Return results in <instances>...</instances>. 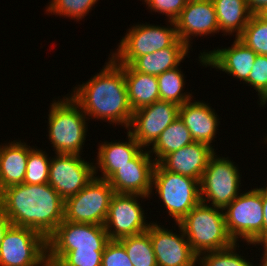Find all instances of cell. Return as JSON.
Listing matches in <instances>:
<instances>
[{"label":"cell","mask_w":267,"mask_h":266,"mask_svg":"<svg viewBox=\"0 0 267 266\" xmlns=\"http://www.w3.org/2000/svg\"><path fill=\"white\" fill-rule=\"evenodd\" d=\"M127 137L128 142L107 141L106 143L105 141L99 145L97 163L94 164V175L98 174L99 168L102 177L98 175L97 178L107 180L115 171L128 164L144 149L128 131Z\"/></svg>","instance_id":"21"},{"label":"cell","mask_w":267,"mask_h":266,"mask_svg":"<svg viewBox=\"0 0 267 266\" xmlns=\"http://www.w3.org/2000/svg\"><path fill=\"white\" fill-rule=\"evenodd\" d=\"M234 163L216 153L211 156L200 180L201 202L224 210L240 194L242 175Z\"/></svg>","instance_id":"8"},{"label":"cell","mask_w":267,"mask_h":266,"mask_svg":"<svg viewBox=\"0 0 267 266\" xmlns=\"http://www.w3.org/2000/svg\"><path fill=\"white\" fill-rule=\"evenodd\" d=\"M237 245L239 243L223 250L202 253L197 256V263L200 266H253L252 262L235 252Z\"/></svg>","instance_id":"31"},{"label":"cell","mask_w":267,"mask_h":266,"mask_svg":"<svg viewBox=\"0 0 267 266\" xmlns=\"http://www.w3.org/2000/svg\"><path fill=\"white\" fill-rule=\"evenodd\" d=\"M94 165L75 154H58L50 161L48 184L64 199L74 196L93 178Z\"/></svg>","instance_id":"13"},{"label":"cell","mask_w":267,"mask_h":266,"mask_svg":"<svg viewBox=\"0 0 267 266\" xmlns=\"http://www.w3.org/2000/svg\"><path fill=\"white\" fill-rule=\"evenodd\" d=\"M151 155L153 156L149 151L142 150L107 179L114 193L140 194L146 197L153 194L152 176L156 163Z\"/></svg>","instance_id":"16"},{"label":"cell","mask_w":267,"mask_h":266,"mask_svg":"<svg viewBox=\"0 0 267 266\" xmlns=\"http://www.w3.org/2000/svg\"><path fill=\"white\" fill-rule=\"evenodd\" d=\"M45 151L34 148L29 152L27 169L24 177L25 184L48 183L51 157Z\"/></svg>","instance_id":"30"},{"label":"cell","mask_w":267,"mask_h":266,"mask_svg":"<svg viewBox=\"0 0 267 266\" xmlns=\"http://www.w3.org/2000/svg\"><path fill=\"white\" fill-rule=\"evenodd\" d=\"M101 266H133L124 246L118 240H110L102 253Z\"/></svg>","instance_id":"35"},{"label":"cell","mask_w":267,"mask_h":266,"mask_svg":"<svg viewBox=\"0 0 267 266\" xmlns=\"http://www.w3.org/2000/svg\"><path fill=\"white\" fill-rule=\"evenodd\" d=\"M147 8L167 15L168 21H175L180 15L182 9L186 6L187 0H146Z\"/></svg>","instance_id":"36"},{"label":"cell","mask_w":267,"mask_h":266,"mask_svg":"<svg viewBox=\"0 0 267 266\" xmlns=\"http://www.w3.org/2000/svg\"><path fill=\"white\" fill-rule=\"evenodd\" d=\"M99 73L86 83L78 84L71 97L80 105L88 120H107L110 124L123 125L128 129L133 110L128 101L124 78V65L112 57ZM90 118H89V117Z\"/></svg>","instance_id":"2"},{"label":"cell","mask_w":267,"mask_h":266,"mask_svg":"<svg viewBox=\"0 0 267 266\" xmlns=\"http://www.w3.org/2000/svg\"><path fill=\"white\" fill-rule=\"evenodd\" d=\"M46 7V12L65 17L72 20L80 21L84 16L88 15L92 7L98 0H50Z\"/></svg>","instance_id":"32"},{"label":"cell","mask_w":267,"mask_h":266,"mask_svg":"<svg viewBox=\"0 0 267 266\" xmlns=\"http://www.w3.org/2000/svg\"><path fill=\"white\" fill-rule=\"evenodd\" d=\"M133 266H158L150 235L147 231L120 238Z\"/></svg>","instance_id":"27"},{"label":"cell","mask_w":267,"mask_h":266,"mask_svg":"<svg viewBox=\"0 0 267 266\" xmlns=\"http://www.w3.org/2000/svg\"><path fill=\"white\" fill-rule=\"evenodd\" d=\"M190 48L179 38L169 47L137 57L130 66L137 72L158 76L176 68L188 56Z\"/></svg>","instance_id":"23"},{"label":"cell","mask_w":267,"mask_h":266,"mask_svg":"<svg viewBox=\"0 0 267 266\" xmlns=\"http://www.w3.org/2000/svg\"><path fill=\"white\" fill-rule=\"evenodd\" d=\"M191 249L198 256L231 247L224 210L200 202L179 223Z\"/></svg>","instance_id":"3"},{"label":"cell","mask_w":267,"mask_h":266,"mask_svg":"<svg viewBox=\"0 0 267 266\" xmlns=\"http://www.w3.org/2000/svg\"><path fill=\"white\" fill-rule=\"evenodd\" d=\"M184 73L178 67L167 70L156 76L159 86L160 100L172 102L179 106L190 101L192 94L184 92Z\"/></svg>","instance_id":"28"},{"label":"cell","mask_w":267,"mask_h":266,"mask_svg":"<svg viewBox=\"0 0 267 266\" xmlns=\"http://www.w3.org/2000/svg\"><path fill=\"white\" fill-rule=\"evenodd\" d=\"M114 190L95 176L82 190L65 200L64 221L104 225Z\"/></svg>","instance_id":"10"},{"label":"cell","mask_w":267,"mask_h":266,"mask_svg":"<svg viewBox=\"0 0 267 266\" xmlns=\"http://www.w3.org/2000/svg\"><path fill=\"white\" fill-rule=\"evenodd\" d=\"M258 244V246L261 244V245H263V248H264V251H263V257H261V264H260V266H267V241H265V242H261V243H257Z\"/></svg>","instance_id":"40"},{"label":"cell","mask_w":267,"mask_h":266,"mask_svg":"<svg viewBox=\"0 0 267 266\" xmlns=\"http://www.w3.org/2000/svg\"><path fill=\"white\" fill-rule=\"evenodd\" d=\"M170 27L138 24L128 29L118 48L111 53L119 65H130L137 57L152 54L171 46L177 39L175 22L168 21Z\"/></svg>","instance_id":"9"},{"label":"cell","mask_w":267,"mask_h":266,"mask_svg":"<svg viewBox=\"0 0 267 266\" xmlns=\"http://www.w3.org/2000/svg\"><path fill=\"white\" fill-rule=\"evenodd\" d=\"M179 117V105L157 100L133 111L127 131L144 148L153 145L160 134Z\"/></svg>","instance_id":"14"},{"label":"cell","mask_w":267,"mask_h":266,"mask_svg":"<svg viewBox=\"0 0 267 266\" xmlns=\"http://www.w3.org/2000/svg\"><path fill=\"white\" fill-rule=\"evenodd\" d=\"M0 266H48L47 239L33 229L12 225L0 246Z\"/></svg>","instance_id":"11"},{"label":"cell","mask_w":267,"mask_h":266,"mask_svg":"<svg viewBox=\"0 0 267 266\" xmlns=\"http://www.w3.org/2000/svg\"><path fill=\"white\" fill-rule=\"evenodd\" d=\"M124 78L128 101L133 111L160 100L158 80L155 75L135 71L124 65Z\"/></svg>","instance_id":"24"},{"label":"cell","mask_w":267,"mask_h":266,"mask_svg":"<svg viewBox=\"0 0 267 266\" xmlns=\"http://www.w3.org/2000/svg\"><path fill=\"white\" fill-rule=\"evenodd\" d=\"M215 6L219 31L223 35L236 33V38L242 33L252 15L246 0H212Z\"/></svg>","instance_id":"25"},{"label":"cell","mask_w":267,"mask_h":266,"mask_svg":"<svg viewBox=\"0 0 267 266\" xmlns=\"http://www.w3.org/2000/svg\"><path fill=\"white\" fill-rule=\"evenodd\" d=\"M199 61L207 67L211 66L220 71L228 73L240 81L247 82L249 74L254 66L257 54L240 40L235 38L231 47L214 49L212 51L200 52Z\"/></svg>","instance_id":"18"},{"label":"cell","mask_w":267,"mask_h":266,"mask_svg":"<svg viewBox=\"0 0 267 266\" xmlns=\"http://www.w3.org/2000/svg\"><path fill=\"white\" fill-rule=\"evenodd\" d=\"M93 250H69L52 266H101L102 253Z\"/></svg>","instance_id":"34"},{"label":"cell","mask_w":267,"mask_h":266,"mask_svg":"<svg viewBox=\"0 0 267 266\" xmlns=\"http://www.w3.org/2000/svg\"><path fill=\"white\" fill-rule=\"evenodd\" d=\"M252 14H264L267 11V0H246Z\"/></svg>","instance_id":"37"},{"label":"cell","mask_w":267,"mask_h":266,"mask_svg":"<svg viewBox=\"0 0 267 266\" xmlns=\"http://www.w3.org/2000/svg\"><path fill=\"white\" fill-rule=\"evenodd\" d=\"M187 101L179 106V118L185 123L195 142H201L212 146L218 123H220L214 108L204 101Z\"/></svg>","instance_id":"20"},{"label":"cell","mask_w":267,"mask_h":266,"mask_svg":"<svg viewBox=\"0 0 267 266\" xmlns=\"http://www.w3.org/2000/svg\"><path fill=\"white\" fill-rule=\"evenodd\" d=\"M65 200L48 183L17 184L0 192V211L12 225L28 227L46 239L64 220Z\"/></svg>","instance_id":"1"},{"label":"cell","mask_w":267,"mask_h":266,"mask_svg":"<svg viewBox=\"0 0 267 266\" xmlns=\"http://www.w3.org/2000/svg\"><path fill=\"white\" fill-rule=\"evenodd\" d=\"M174 22L178 38L189 48L192 44L191 36L214 35L220 32L212 0L187 1Z\"/></svg>","instance_id":"17"},{"label":"cell","mask_w":267,"mask_h":266,"mask_svg":"<svg viewBox=\"0 0 267 266\" xmlns=\"http://www.w3.org/2000/svg\"><path fill=\"white\" fill-rule=\"evenodd\" d=\"M213 146L195 142L166 155L159 164L167 171L197 179L199 182L211 156Z\"/></svg>","instance_id":"19"},{"label":"cell","mask_w":267,"mask_h":266,"mask_svg":"<svg viewBox=\"0 0 267 266\" xmlns=\"http://www.w3.org/2000/svg\"><path fill=\"white\" fill-rule=\"evenodd\" d=\"M153 189L176 224L201 202L197 179L167 171L159 163L153 170Z\"/></svg>","instance_id":"5"},{"label":"cell","mask_w":267,"mask_h":266,"mask_svg":"<svg viewBox=\"0 0 267 266\" xmlns=\"http://www.w3.org/2000/svg\"><path fill=\"white\" fill-rule=\"evenodd\" d=\"M11 226V221L0 211V246L5 233Z\"/></svg>","instance_id":"39"},{"label":"cell","mask_w":267,"mask_h":266,"mask_svg":"<svg viewBox=\"0 0 267 266\" xmlns=\"http://www.w3.org/2000/svg\"><path fill=\"white\" fill-rule=\"evenodd\" d=\"M262 15L267 19V11Z\"/></svg>","instance_id":"41"},{"label":"cell","mask_w":267,"mask_h":266,"mask_svg":"<svg viewBox=\"0 0 267 266\" xmlns=\"http://www.w3.org/2000/svg\"><path fill=\"white\" fill-rule=\"evenodd\" d=\"M258 92L261 107L267 104V56L257 55L246 84Z\"/></svg>","instance_id":"33"},{"label":"cell","mask_w":267,"mask_h":266,"mask_svg":"<svg viewBox=\"0 0 267 266\" xmlns=\"http://www.w3.org/2000/svg\"><path fill=\"white\" fill-rule=\"evenodd\" d=\"M139 198H150L140 194L114 193L110 200L104 228L110 240L137 235L148 230L144 210Z\"/></svg>","instance_id":"12"},{"label":"cell","mask_w":267,"mask_h":266,"mask_svg":"<svg viewBox=\"0 0 267 266\" xmlns=\"http://www.w3.org/2000/svg\"><path fill=\"white\" fill-rule=\"evenodd\" d=\"M237 39L257 55L267 56V19L262 14H252Z\"/></svg>","instance_id":"29"},{"label":"cell","mask_w":267,"mask_h":266,"mask_svg":"<svg viewBox=\"0 0 267 266\" xmlns=\"http://www.w3.org/2000/svg\"><path fill=\"white\" fill-rule=\"evenodd\" d=\"M9 143L0 145V192L7 187L24 183L28 155L33 149L21 140Z\"/></svg>","instance_id":"22"},{"label":"cell","mask_w":267,"mask_h":266,"mask_svg":"<svg viewBox=\"0 0 267 266\" xmlns=\"http://www.w3.org/2000/svg\"><path fill=\"white\" fill-rule=\"evenodd\" d=\"M48 117V137L55 153L82 155L88 118L80 105L67 95L51 103Z\"/></svg>","instance_id":"4"},{"label":"cell","mask_w":267,"mask_h":266,"mask_svg":"<svg viewBox=\"0 0 267 266\" xmlns=\"http://www.w3.org/2000/svg\"><path fill=\"white\" fill-rule=\"evenodd\" d=\"M193 141L190 131L178 117L160 134L152 147H149L151 150L148 151L150 154H155L154 161L159 163L169 153L179 150Z\"/></svg>","instance_id":"26"},{"label":"cell","mask_w":267,"mask_h":266,"mask_svg":"<svg viewBox=\"0 0 267 266\" xmlns=\"http://www.w3.org/2000/svg\"><path fill=\"white\" fill-rule=\"evenodd\" d=\"M110 241L104 225L64 221L47 238V262L52 266L69 250L104 251Z\"/></svg>","instance_id":"7"},{"label":"cell","mask_w":267,"mask_h":266,"mask_svg":"<svg viewBox=\"0 0 267 266\" xmlns=\"http://www.w3.org/2000/svg\"><path fill=\"white\" fill-rule=\"evenodd\" d=\"M226 229L237 243L238 238L249 245L263 242L264 212L261 188L240 193L225 209Z\"/></svg>","instance_id":"6"},{"label":"cell","mask_w":267,"mask_h":266,"mask_svg":"<svg viewBox=\"0 0 267 266\" xmlns=\"http://www.w3.org/2000/svg\"><path fill=\"white\" fill-rule=\"evenodd\" d=\"M179 233H173L157 223H151L147 232L153 246L158 266H197V255L184 235L180 225Z\"/></svg>","instance_id":"15"},{"label":"cell","mask_w":267,"mask_h":266,"mask_svg":"<svg viewBox=\"0 0 267 266\" xmlns=\"http://www.w3.org/2000/svg\"><path fill=\"white\" fill-rule=\"evenodd\" d=\"M267 185V184H266ZM261 198L264 212L263 242L267 241V187L261 188Z\"/></svg>","instance_id":"38"}]
</instances>
